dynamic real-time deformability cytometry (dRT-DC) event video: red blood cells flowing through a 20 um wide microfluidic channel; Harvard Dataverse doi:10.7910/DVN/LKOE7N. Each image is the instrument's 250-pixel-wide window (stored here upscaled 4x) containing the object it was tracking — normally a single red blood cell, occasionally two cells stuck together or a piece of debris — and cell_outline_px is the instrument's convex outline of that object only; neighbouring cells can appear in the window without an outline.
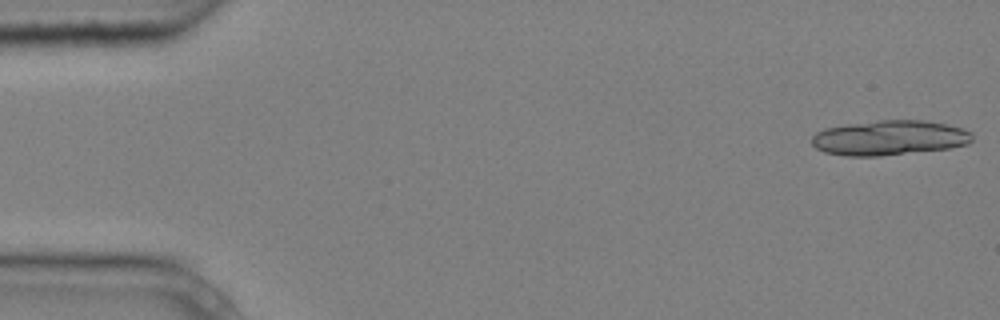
{"species": "common noctule bat (a hibernating species)", "species_latin": "Nyctalus noctula", "temperature_condition": "cold", "stored_images_in_passage": 5, "camera_frame_rate_fps": 3000, "um_per_image_px": 0.085, "animal": {"sex": "male", "body_mass_g": 20.4}, "frame": {"image": 1, "passage_image": 1, "time_ms": 0.0, "image_size_px": [1000, 320], "cell_outline_px": [[972, 140], [968, 144], [948, 148], [880, 156], [848, 156], [824, 152], [816, 148], [812, 144], [812, 136], [816, 132], [824, 128], [848, 124], [876, 120], [924, 120], [948, 124], [964, 128], [972, 132]], "centroid_in_image_um": [75.6, 11.7], "position_along_channel_um": 9.4, "area_um2": 32.77}}
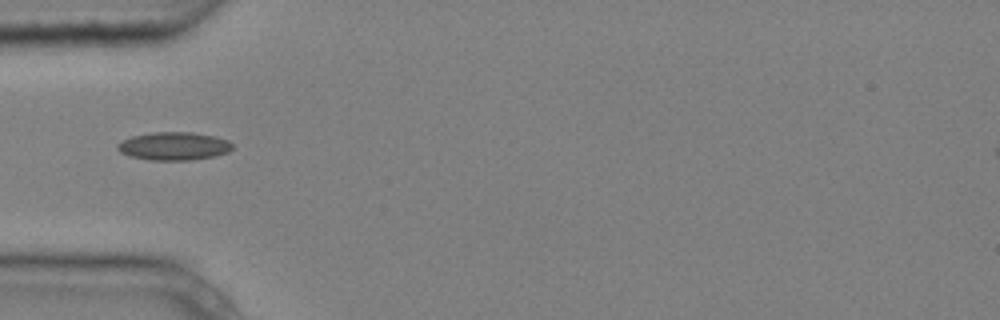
{"frame": {"image": 2, "passage_image": 5, "time_ms": 1.333, "image_size_px": [1000, 320], "cell_outline_px": [[232, 148], [228, 152], [216, 156], [192, 160], [148, 160], [132, 156], [120, 152], [116, 148], [116, 144], [132, 136], [152, 132], [192, 132], [216, 136], [228, 140], [232, 144]], "centroid_in_image_um": [14.79, 12.42], "position_along_channel_um": 70.2, "area_um2": 18.9}}